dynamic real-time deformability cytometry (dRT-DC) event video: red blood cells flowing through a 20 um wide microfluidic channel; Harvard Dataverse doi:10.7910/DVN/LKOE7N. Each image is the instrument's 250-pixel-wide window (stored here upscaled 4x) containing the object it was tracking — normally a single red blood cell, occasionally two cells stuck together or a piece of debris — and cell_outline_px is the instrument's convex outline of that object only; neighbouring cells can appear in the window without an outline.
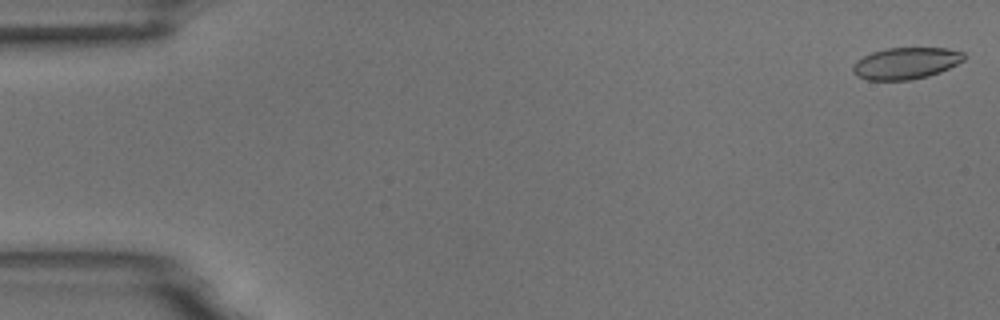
{"species": "common noctule bat (a hibernating species)", "species_latin": "Nyctalus noctula", "temperature_condition": "room temperature", "stored_images_in_passage": 55, "camera_frame_rate_fps": 3000, "um_per_image_px": 0.085, "animal": {"sex": "male", "body_mass_g": 18.8}, "frame": {"image": 1, "passage_image": 1, "time_ms": 0.0, "image_size_px": [1000, 320], "cell_outline_px": [[968, 56], [964, 60], [940, 72], [928, 76], [908, 80], [868, 80], [852, 72], [852, 64], [856, 60], [872, 52], [884, 48], [948, 48], [964, 52]], "centroid_in_image_um": [77.01, 5.36], "position_along_channel_um": 8.0, "area_um2": 20.58}}
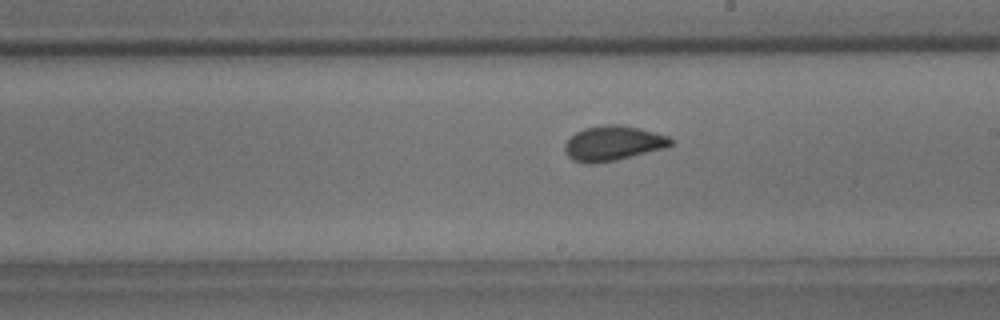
{"frame": {"image": 2, "passage_image": 31, "time_ms": 10.0, "image_size_px": [1000, 320], "cell_outline_px": [[676, 140], [672, 144], [664, 148], [616, 160], [592, 164], [588, 164], [572, 160], [564, 152], [564, 144], [576, 132], [584, 128], [604, 124], [620, 124], [640, 128], [668, 136]], "centroid_in_image_um": [52.1, 12.17], "position_along_channel_um": 236.9, "area_um2": 21.62}}
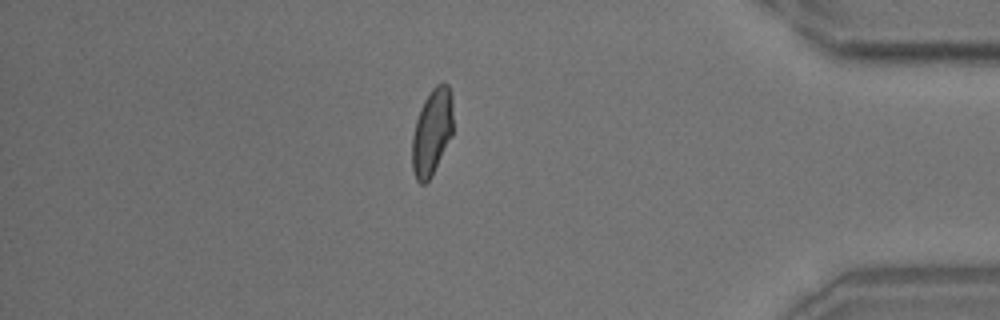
{"frame": {"image": 3, "passage_image": 47, "time_ms": 15.333, "image_size_px": [1000, 320], "cell_outline_px": [[452, 136], [432, 176], [424, 184], [420, 184], [416, 180], [412, 168], [412, 136], [416, 120], [420, 108], [424, 100], [432, 88], [436, 84], [448, 84], [452, 96]], "centroid_in_image_um": [36.71, 11.24], "position_along_channel_um": 398.5, "area_um2": 20.75}, "authors_computed_cell_mechanics": {"area_um2": 21.0392, "velocity_mm_per_s": 3.6826, "shape_relaxation_time_tau1_ms": 5.0265, "shape_relaxation_time_tau2_ms": 1.0446, "deformation_change_tau1": 0.1348, "deformation_change_tau2": 0.0607}}